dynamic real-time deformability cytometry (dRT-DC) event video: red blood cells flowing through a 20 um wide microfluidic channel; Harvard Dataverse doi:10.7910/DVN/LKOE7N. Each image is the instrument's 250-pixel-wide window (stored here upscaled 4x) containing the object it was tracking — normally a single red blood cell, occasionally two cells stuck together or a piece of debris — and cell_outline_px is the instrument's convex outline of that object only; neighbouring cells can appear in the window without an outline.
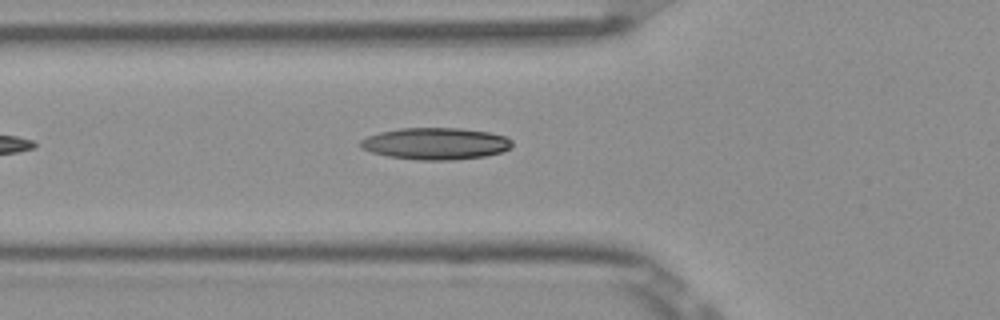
{"species": "Egyptian fruit bat (a non-hibernating species)", "species_latin": "Rousettus aegyptiacus", "temperature_condition": "room temperature", "stored_images_in_passage": 5, "camera_frame_rate_fps": 3000, "um_per_image_px": 0.085, "frame": {"image": 1, "passage_image": 5, "time_ms": 1.333, "image_size_px": [1000, 320], "cell_outline_px": [[512, 148], [500, 152], [484, 156], [452, 160], [416, 160], [388, 156], [372, 152], [360, 148], [356, 144], [360, 140], [368, 136], [380, 132], [400, 128], [460, 128], [488, 132], [504, 136], [512, 140]], "centroid_in_image_um": [36.99, 12.21], "position_along_channel_um": 88.8, "area_um2": 28.21}}